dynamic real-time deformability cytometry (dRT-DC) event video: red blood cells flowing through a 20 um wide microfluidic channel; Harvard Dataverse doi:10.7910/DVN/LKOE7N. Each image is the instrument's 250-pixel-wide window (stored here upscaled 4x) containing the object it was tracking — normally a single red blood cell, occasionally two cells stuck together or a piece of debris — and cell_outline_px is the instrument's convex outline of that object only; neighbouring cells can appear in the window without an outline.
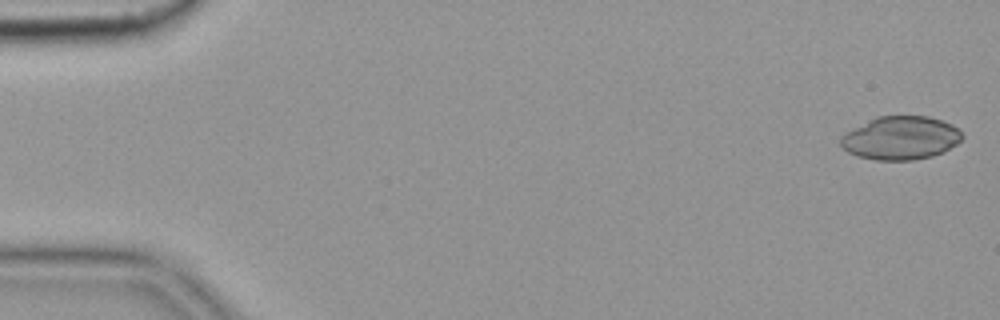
{"species": "common noctule bat (a hibernating species)", "species_latin": "Nyctalus noctula", "temperature_condition": "cold", "stored_images_in_passage": 5, "camera_frame_rate_fps": 3000, "um_per_image_px": 0.085, "animal": {"sex": "female", "body_mass_g": 19.9}, "frame": {"image": 1, "passage_image": 1, "time_ms": 0.0, "image_size_px": [1000, 320], "cell_outline_px": [[964, 136], [956, 144], [944, 152], [932, 156], [912, 160], [876, 160], [856, 156], [848, 152], [840, 144], [840, 136], [876, 116], [928, 116], [952, 124]], "centroid_in_image_um": [76.55, 11.73], "position_along_channel_um": 8.4, "area_um2": 30.58}}